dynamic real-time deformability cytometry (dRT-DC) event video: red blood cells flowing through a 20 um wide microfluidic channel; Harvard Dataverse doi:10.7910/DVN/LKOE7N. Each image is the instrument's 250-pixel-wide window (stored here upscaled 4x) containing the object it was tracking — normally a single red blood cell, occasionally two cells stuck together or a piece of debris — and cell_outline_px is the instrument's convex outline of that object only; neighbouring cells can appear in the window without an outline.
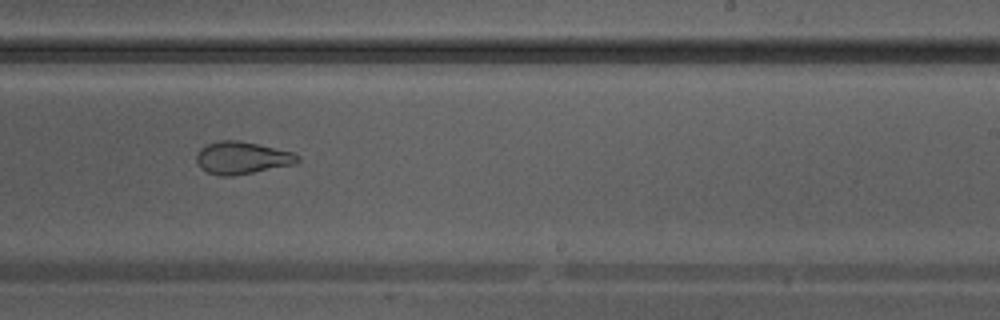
{"species": "Egyptian fruit bat (a non-hibernating species)", "species_latin": "Rousettus aegyptiacus", "temperature_condition": "warm", "stored_images_in_passage": 37, "camera_frame_rate_fps": 3000, "um_per_image_px": 0.085, "animal": {"sex": "male"}, "frame": {"image": 1, "passage_image": 22, "time_ms": 7.0, "image_size_px": [1000, 320], "cell_outline_px": [[300, 160], [296, 164], [232, 176], [220, 176], [208, 172], [200, 168], [196, 160], [196, 152], [200, 148], [208, 144], [220, 140], [240, 140], [292, 152], [300, 156]], "centroid_in_image_um": [20.56, 13.42], "position_along_channel_um": 268.4, "area_um2": 19.13}}